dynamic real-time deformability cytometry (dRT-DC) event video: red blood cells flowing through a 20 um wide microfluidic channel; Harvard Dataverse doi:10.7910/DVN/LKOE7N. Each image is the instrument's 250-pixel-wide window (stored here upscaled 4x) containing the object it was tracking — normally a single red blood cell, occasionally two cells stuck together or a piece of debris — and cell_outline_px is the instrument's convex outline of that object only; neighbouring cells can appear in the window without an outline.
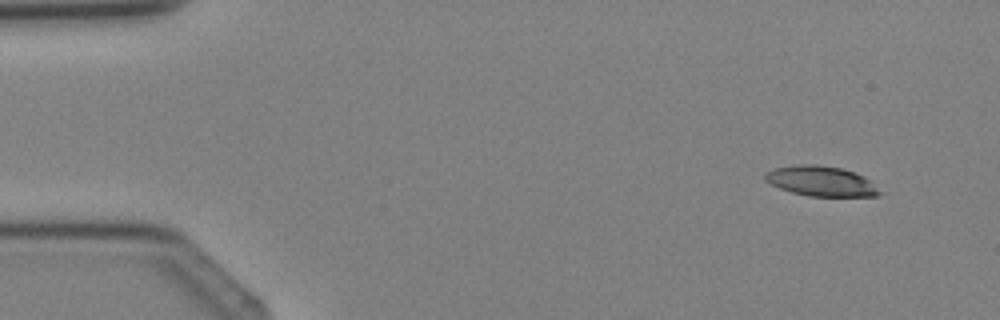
{"species": "Egyptian fruit bat (a non-hibernating species)", "species_latin": "Rousettus aegyptiacus", "temperature_condition": "cold", "stored_images_in_passage": 5, "camera_frame_rate_fps": 3000, "um_per_image_px": 0.085, "animal": {"sex": "female"}, "frame": {"image": 1, "passage_image": 2, "time_ms": 1.0, "image_size_px": [1000, 320], "cell_outline_px": [[884, 192], [876, 196], [808, 196], [792, 192], [780, 188], [764, 180], [764, 176], [772, 168], [796, 164], [816, 164], [840, 168], [864, 176], [872, 180]], "centroid_in_image_um": [69.83, 15.4], "position_along_channel_um": 15.2, "area_um2": 20.23}}